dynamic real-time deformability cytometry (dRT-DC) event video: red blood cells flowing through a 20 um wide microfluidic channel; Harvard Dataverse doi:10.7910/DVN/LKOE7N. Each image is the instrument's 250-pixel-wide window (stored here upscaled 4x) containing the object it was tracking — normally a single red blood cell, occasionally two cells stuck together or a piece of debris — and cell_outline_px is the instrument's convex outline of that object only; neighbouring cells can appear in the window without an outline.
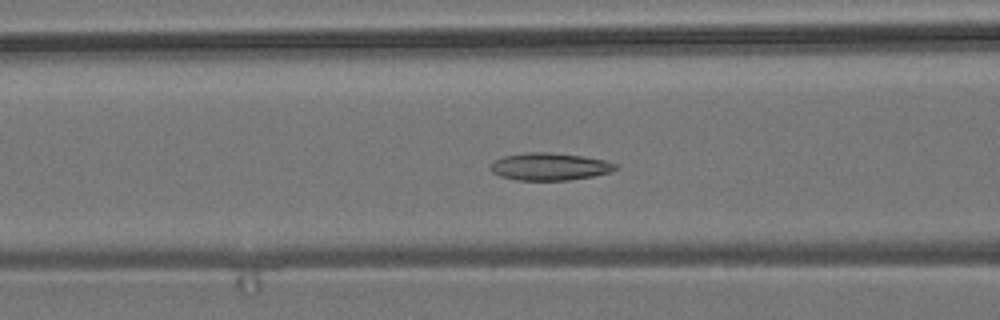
{"species": "common noctule bat (a hibernating species)", "species_latin": "Nyctalus noctula", "temperature_condition": "room temperature", "stored_images_in_passage": 40, "camera_frame_rate_fps": 3000, "um_per_image_px": 0.085, "animal": {"sex": "male", "body_mass_g": 19.2, "forearm_length_mm": 51.8}, "frame": {"image": 1, "passage_image": 7, "time_ms": 2.0, "image_size_px": [1000, 320], "cell_outline_px": [[616, 168], [612, 172], [592, 176], [568, 180], [520, 180], [500, 176], [492, 172], [488, 168], [496, 160], [504, 156], [528, 152], [548, 152], [584, 156], [604, 160], [616, 164]], "centroid_in_image_um": [46.72, 14.16], "position_along_channel_um": 119.9, "area_um2": 19.83}}
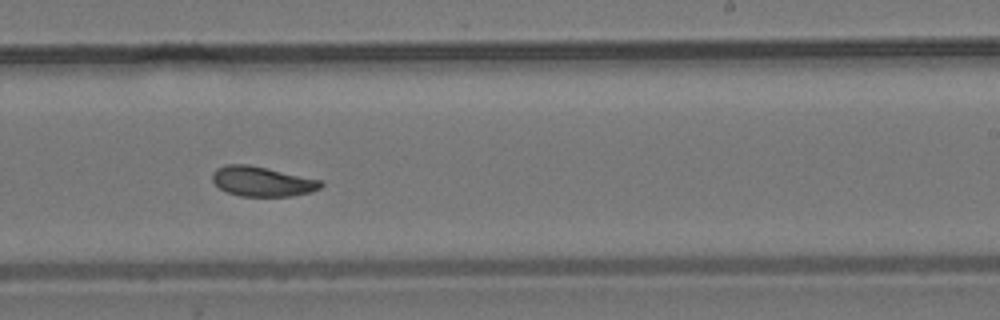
{"frame": {"image": 2, "passage_image": 19, "time_ms": 6.0, "image_size_px": [1000, 320], "cell_outline_px": [[324, 184], [320, 188], [312, 192], [292, 196], [240, 196], [228, 192], [220, 188], [212, 180], [212, 172], [216, 168], [224, 164], [248, 164], [320, 180]], "centroid_in_image_um": [22.26, 15.42], "position_along_channel_um": 266.7, "area_um2": 18.79}}
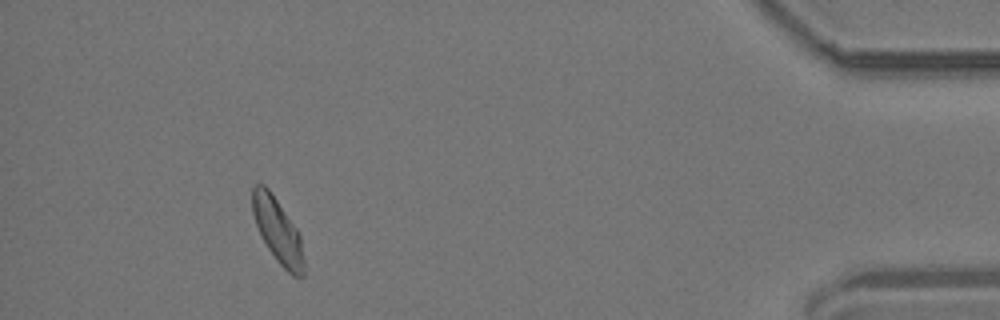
{"frame": {"image": 3, "passage_image": 36, "time_ms": 11.667, "image_size_px": [1000, 320], "cell_outline_px": [[304, 276], [292, 276], [280, 264], [268, 248], [256, 224], [252, 212], [252, 188], [256, 184], [264, 184], [268, 188], [296, 228], [300, 236], [304, 260]], "centroid_in_image_um": [23.61, 19.61], "position_along_channel_um": 411.6, "area_um2": 18.96}, "authors_computed_cell_mechanics": {"area_um2": 19.1318, "velocity_mm_per_s": 3.6772, "shape_relaxation_time_tau1_ms": 6.5196, "shape_relaxation_time_tau2_ms": 2.8098, "deformation_change_tau1": 0.1511, "deformation_change_tau2": 0.0668}}